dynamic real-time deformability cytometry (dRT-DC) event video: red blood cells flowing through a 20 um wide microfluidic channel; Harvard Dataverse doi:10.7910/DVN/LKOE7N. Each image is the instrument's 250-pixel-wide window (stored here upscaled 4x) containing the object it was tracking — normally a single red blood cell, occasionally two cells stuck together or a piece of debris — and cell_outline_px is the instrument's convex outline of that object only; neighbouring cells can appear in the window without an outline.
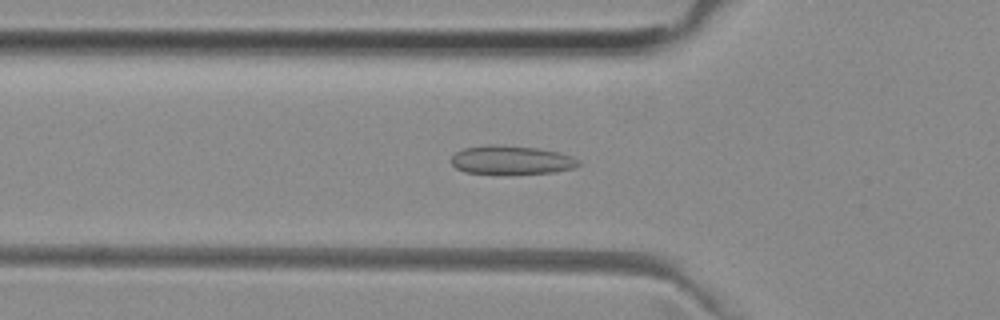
{"species": "common noctule bat (a hibernating species)", "species_latin": "Nyctalus noctula", "temperature_condition": "room temperature", "stored_images_in_passage": 50, "camera_frame_rate_fps": 3000, "um_per_image_px": 0.085, "animal": {"sex": "female", "body_mass_g": 29.2, "forearm_length_mm": 56.3}, "frame": {"image": 1, "passage_image": 16, "time_ms": 5.0, "image_size_px": [1000, 320], "cell_outline_px": [[580, 164], [572, 168], [556, 172], [464, 172], [456, 168], [452, 164], [452, 156], [456, 152], [464, 148], [488, 144], [492, 144], [536, 148], [560, 152], [572, 156], [580, 160]], "centroid_in_image_um": [43.48, 13.57], "position_along_channel_um": 82.3, "area_um2": 20.69}}
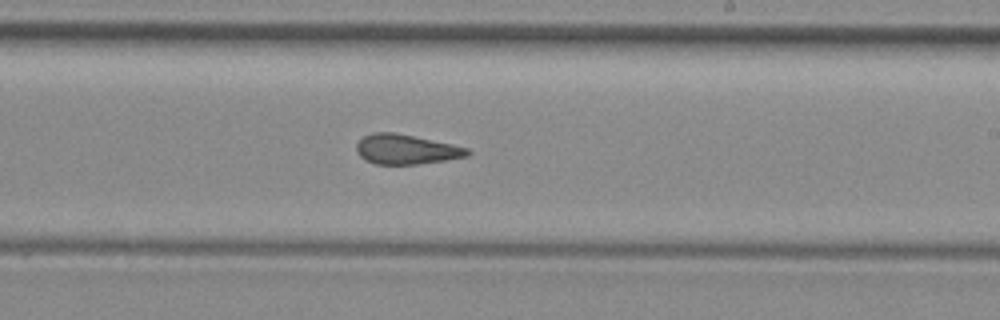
{"frame": {"image": 2, "passage_image": 29, "time_ms": 9.333, "image_size_px": [1000, 320], "cell_outline_px": [[472, 152], [468, 156], [444, 160], [416, 164], [376, 164], [364, 160], [356, 152], [356, 144], [364, 136], [372, 132], [392, 132], [452, 144], [468, 148]], "centroid_in_image_um": [34.49, 12.7], "position_along_channel_um": 254.5, "area_um2": 19.13}}
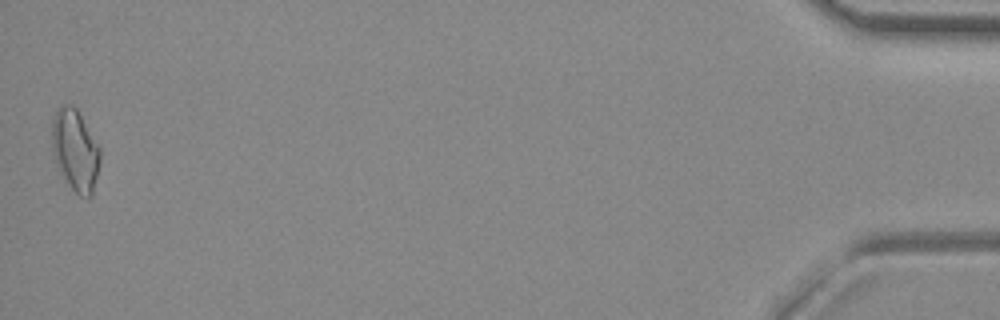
{"frame": {"image": 3, "passage_image": 50, "time_ms": 16.333, "image_size_px": [1000, 320], "cell_outline_px": [[100, 160], [92, 196], [88, 200], [80, 196], [72, 188], [60, 172], [52, 152], [52, 116], [60, 104], [72, 104], [76, 108], [100, 148]], "centroid_in_image_um": [6.38, 12.76], "position_along_channel_um": 428.8, "area_um2": 22.89}, "authors_computed_cell_mechanics": {"area_um2": 20.1144, "velocity_mm_per_s": 3.9564, "shape_relaxation_time_tau1_ms": null, "shape_relaxation_time_tau2_ms": 2.5004, "deformation_change_tau1": null, "deformation_change_tau2": 0.0606}}